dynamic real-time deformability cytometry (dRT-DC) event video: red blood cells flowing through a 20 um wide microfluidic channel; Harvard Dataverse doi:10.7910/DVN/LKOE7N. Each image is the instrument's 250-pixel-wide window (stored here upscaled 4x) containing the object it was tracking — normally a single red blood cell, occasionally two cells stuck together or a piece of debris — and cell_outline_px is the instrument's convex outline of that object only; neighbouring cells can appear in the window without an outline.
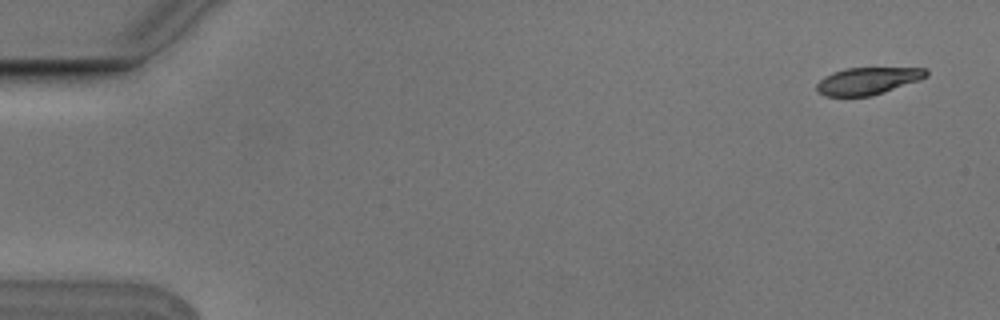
{"species": "Egyptian fruit bat (a non-hibernating species)", "species_latin": "Rousettus aegyptiacus", "temperature_condition": "cold", "stored_images_in_passage": 6, "segment_of_instrument_passage": [1, 2], "camera_frame_rate_fps": 3000, "um_per_image_px": 0.085, "animal": {"sex": "male"}, "frame": {"image": 1, "passage_image": 1, "time_ms": 0.0, "image_size_px": [1000, 320], "cell_outline_px": [[928, 76], [920, 80], [872, 96], [824, 96], [816, 92], [816, 84], [824, 76], [832, 72], [844, 68], [928, 68]], "centroid_in_image_um": [73.74, 6.88], "position_along_channel_um": 11.3, "area_um2": 17.51}}
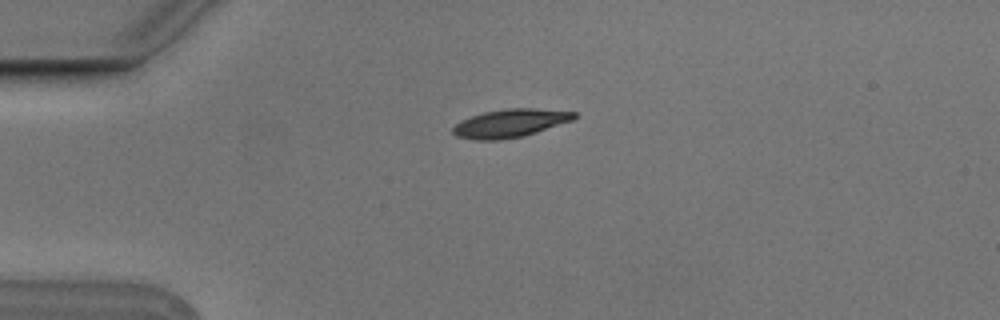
{"frame": {"image": 2, "passage_image": 4, "time_ms": 1.0, "image_size_px": [1000, 320], "cell_outline_px": [[576, 116], [572, 120], [524, 136], [500, 140], [476, 140], [456, 136], [452, 132], [452, 128], [460, 120], [484, 112], [508, 108], [532, 108], [576, 112]], "centroid_in_image_um": [43.33, 10.48], "position_along_channel_um": 41.7, "area_um2": 19.77}}